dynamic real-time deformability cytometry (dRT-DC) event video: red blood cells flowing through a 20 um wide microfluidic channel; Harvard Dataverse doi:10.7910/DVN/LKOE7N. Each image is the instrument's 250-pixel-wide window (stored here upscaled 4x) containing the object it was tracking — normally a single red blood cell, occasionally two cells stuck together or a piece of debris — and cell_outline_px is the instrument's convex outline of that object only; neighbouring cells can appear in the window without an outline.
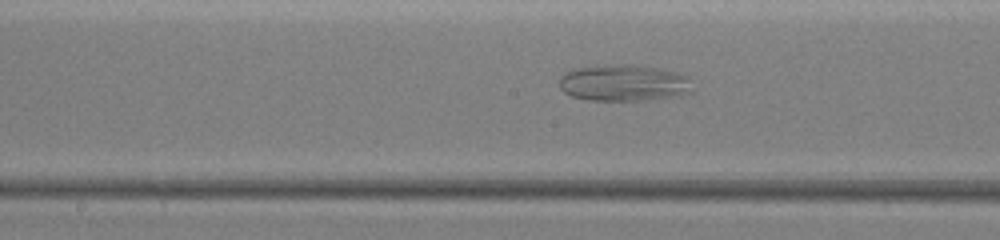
{"species": "common noctule bat (a hibernating species)", "species_latin": "Nyctalus noctula", "temperature_condition": "warm", "stored_images_in_passage": 31, "camera_frame_rate_fps": 3000, "um_per_image_px": 0.085, "animal": {"sex": "female", "body_mass_g": 19.5, "forearm_length_mm": 54.1}, "frame": {"image": 1, "passage_image": 13, "time_ms": 4.0, "image_size_px": [1000, 240], "cell_outline_px": [[692, 92], [680, 96], [640, 100], [588, 100], [572, 96], [564, 92], [560, 88], [560, 76], [576, 68], [616, 64], [628, 64], [660, 68], [676, 72], [688, 76]], "centroid_in_image_um": [53.04, 7.05], "position_along_channel_um": 195.2, "area_um2": 28.26}}
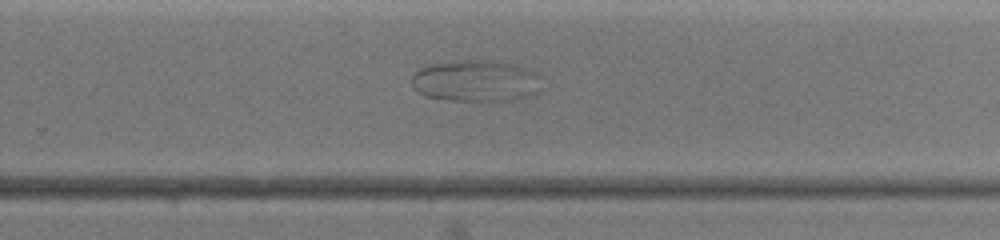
{"frame": {"image": 2, "passage_image": 20, "time_ms": 6.333, "image_size_px": [1000, 240], "cell_outline_px": [[540, 92], [532, 96], [512, 100], [444, 100], [424, 96], [416, 92], [412, 88], [412, 76], [420, 68], [432, 64], [452, 60], [492, 60], [516, 64], [528, 68], [536, 72], [540, 76]], "centroid_in_image_um": [40.46, 6.87], "position_along_channel_um": 289.3, "area_um2": 32.08}}
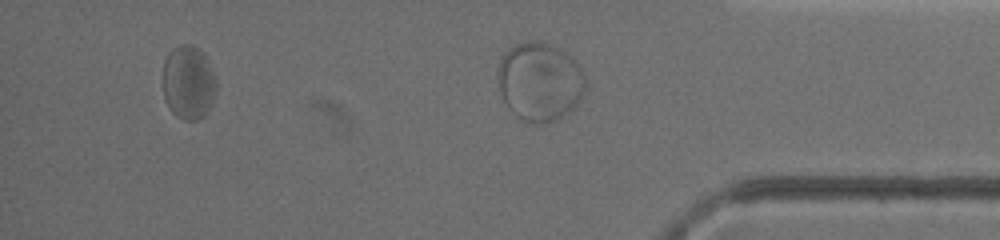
{"frame": {"image": 3, "passage_image": 28, "time_ms": 9.0, "image_size_px": [1000, 240], "cell_outline_px": [[216, 88], [212, 104], [208, 112], [204, 116], [196, 120], [184, 120], [176, 116], [172, 112], [164, 96], [164, 60], [168, 52], [172, 48], [180, 44], [192, 44], [204, 52], [216, 76]], "centroid_in_image_um": [16.04, 6.98], "position_along_channel_um": 419.2, "area_um2": 23.29}}